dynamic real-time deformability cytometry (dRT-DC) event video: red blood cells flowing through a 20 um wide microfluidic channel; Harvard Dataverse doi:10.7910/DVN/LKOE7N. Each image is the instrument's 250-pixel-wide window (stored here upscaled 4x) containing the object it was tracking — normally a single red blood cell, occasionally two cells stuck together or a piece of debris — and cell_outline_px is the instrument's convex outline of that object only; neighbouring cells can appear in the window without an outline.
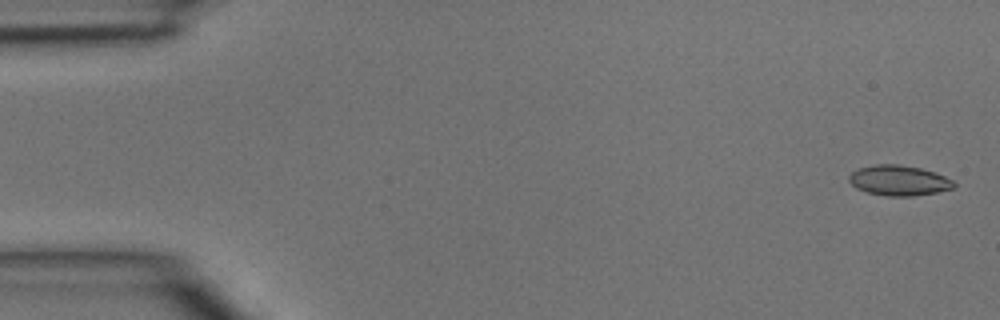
{"species": "common noctule bat (a hibernating species)", "species_latin": "Nyctalus noctula", "temperature_condition": "room temperature", "stored_images_in_passage": 4, "camera_frame_rate_fps": 3000, "um_per_image_px": 0.085, "animal": {"sex": "male", "body_mass_g": 15.6}, "frame": {"image": 1, "passage_image": 1, "time_ms": 0.0, "image_size_px": [1000, 320], "cell_outline_px": [[956, 188], [936, 192], [912, 196], [888, 196], [868, 192], [856, 188], [848, 180], [848, 176], [852, 172], [860, 168], [876, 164], [896, 164], [920, 168], [936, 172], [952, 180], [956, 184]], "centroid_in_image_um": [76.43, 15.34], "position_along_channel_um": 8.6, "area_um2": 18.44}}
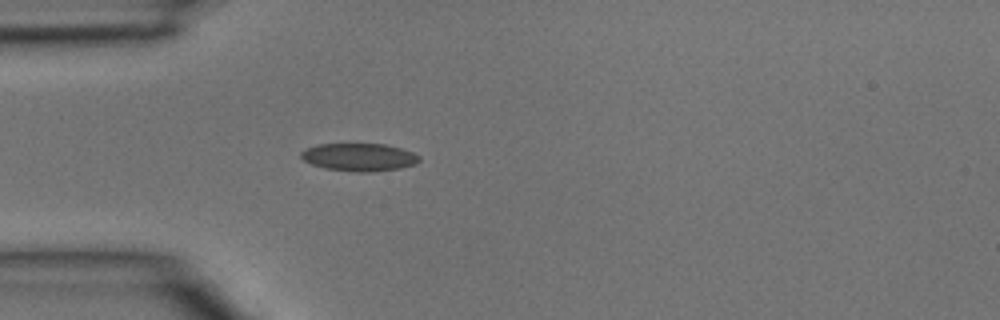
{"frame": {"image": 2, "passage_image": 4, "time_ms": 1.0, "image_size_px": [1000, 320], "cell_outline_px": [[420, 160], [416, 164], [400, 168], [372, 172], [356, 172], [324, 168], [312, 164], [304, 160], [300, 156], [300, 152], [304, 148], [316, 144], [384, 144], [400, 148], [412, 152], [420, 156]], "centroid_in_image_um": [30.51, 13.36], "position_along_channel_um": 54.5, "area_um2": 19.25}}